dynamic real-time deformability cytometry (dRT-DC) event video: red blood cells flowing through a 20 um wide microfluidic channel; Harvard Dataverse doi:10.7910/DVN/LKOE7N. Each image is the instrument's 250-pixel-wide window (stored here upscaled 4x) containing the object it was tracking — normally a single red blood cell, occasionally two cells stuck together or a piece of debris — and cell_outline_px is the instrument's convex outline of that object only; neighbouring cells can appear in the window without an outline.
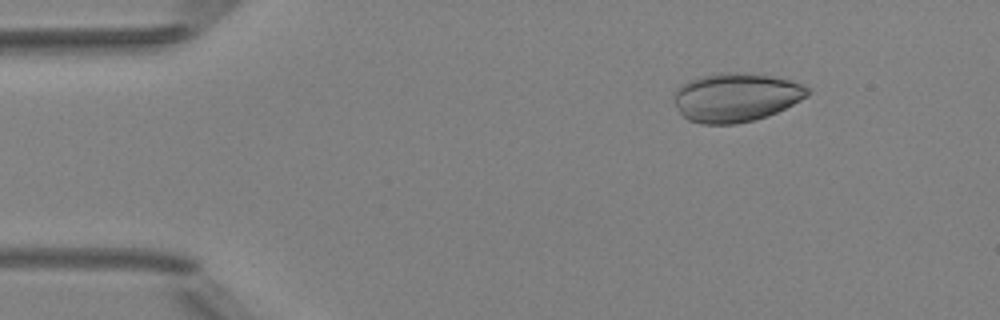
{"species": "Egyptian fruit bat (a non-hibernating species)", "species_latin": "Rousettus aegyptiacus", "temperature_condition": "room temperature", "stored_images_in_passage": 5, "camera_frame_rate_fps": 3000, "um_per_image_px": 0.085, "animal": {"sex": "female"}, "frame": {"image": 1, "passage_image": 5, "time_ms": 5.333, "image_size_px": [1000, 320], "cell_outline_px": [[812, 92], [808, 96], [768, 116], [736, 124], [700, 124], [688, 120], [680, 112], [672, 100], [672, 96], [676, 88], [680, 84], [688, 80], [700, 76], [720, 72], [748, 72], [772, 76], [792, 80], [808, 88]], "centroid_in_image_um": [62.51, 8.26], "position_along_channel_um": 22.5, "area_um2": 38.44}}